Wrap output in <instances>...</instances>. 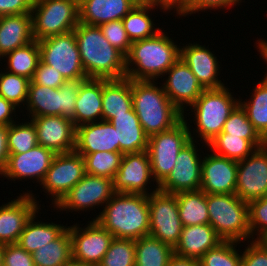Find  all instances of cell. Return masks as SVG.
Returning <instances> with one entry per match:
<instances>
[{
	"mask_svg": "<svg viewBox=\"0 0 267 266\" xmlns=\"http://www.w3.org/2000/svg\"><path fill=\"white\" fill-rule=\"evenodd\" d=\"M30 79L25 76L9 72L0 73V96L11 102L14 106L20 107L25 104L28 98V86ZM21 103V104H20Z\"/></svg>",
	"mask_w": 267,
	"mask_h": 266,
	"instance_id": "obj_43",
	"label": "cell"
},
{
	"mask_svg": "<svg viewBox=\"0 0 267 266\" xmlns=\"http://www.w3.org/2000/svg\"><path fill=\"white\" fill-rule=\"evenodd\" d=\"M74 33L87 78L122 79L126 77V57L110 44L99 26L79 22Z\"/></svg>",
	"mask_w": 267,
	"mask_h": 266,
	"instance_id": "obj_1",
	"label": "cell"
},
{
	"mask_svg": "<svg viewBox=\"0 0 267 266\" xmlns=\"http://www.w3.org/2000/svg\"><path fill=\"white\" fill-rule=\"evenodd\" d=\"M258 242H260L266 249H267V231L263 233L258 239Z\"/></svg>",
	"mask_w": 267,
	"mask_h": 266,
	"instance_id": "obj_58",
	"label": "cell"
},
{
	"mask_svg": "<svg viewBox=\"0 0 267 266\" xmlns=\"http://www.w3.org/2000/svg\"><path fill=\"white\" fill-rule=\"evenodd\" d=\"M4 266H35L32 254L19 244H5Z\"/></svg>",
	"mask_w": 267,
	"mask_h": 266,
	"instance_id": "obj_49",
	"label": "cell"
},
{
	"mask_svg": "<svg viewBox=\"0 0 267 266\" xmlns=\"http://www.w3.org/2000/svg\"><path fill=\"white\" fill-rule=\"evenodd\" d=\"M137 4H150L159 6L164 12L172 10V0H135Z\"/></svg>",
	"mask_w": 267,
	"mask_h": 266,
	"instance_id": "obj_55",
	"label": "cell"
},
{
	"mask_svg": "<svg viewBox=\"0 0 267 266\" xmlns=\"http://www.w3.org/2000/svg\"><path fill=\"white\" fill-rule=\"evenodd\" d=\"M188 0H172V10H176L178 14L179 9L187 2Z\"/></svg>",
	"mask_w": 267,
	"mask_h": 266,
	"instance_id": "obj_57",
	"label": "cell"
},
{
	"mask_svg": "<svg viewBox=\"0 0 267 266\" xmlns=\"http://www.w3.org/2000/svg\"><path fill=\"white\" fill-rule=\"evenodd\" d=\"M37 145V131L31 120L24 124L14 122L8 126L7 147L9 154L26 153Z\"/></svg>",
	"mask_w": 267,
	"mask_h": 266,
	"instance_id": "obj_41",
	"label": "cell"
},
{
	"mask_svg": "<svg viewBox=\"0 0 267 266\" xmlns=\"http://www.w3.org/2000/svg\"><path fill=\"white\" fill-rule=\"evenodd\" d=\"M4 57L8 59L7 72L25 76L31 80L40 62L39 43L34 40L7 53Z\"/></svg>",
	"mask_w": 267,
	"mask_h": 266,
	"instance_id": "obj_36",
	"label": "cell"
},
{
	"mask_svg": "<svg viewBox=\"0 0 267 266\" xmlns=\"http://www.w3.org/2000/svg\"><path fill=\"white\" fill-rule=\"evenodd\" d=\"M223 241L209 223L183 226L180 240L174 247V254L198 260Z\"/></svg>",
	"mask_w": 267,
	"mask_h": 266,
	"instance_id": "obj_26",
	"label": "cell"
},
{
	"mask_svg": "<svg viewBox=\"0 0 267 266\" xmlns=\"http://www.w3.org/2000/svg\"><path fill=\"white\" fill-rule=\"evenodd\" d=\"M155 5L136 4L122 19L124 28L131 42L154 36L161 29L155 28L152 18L148 15Z\"/></svg>",
	"mask_w": 267,
	"mask_h": 266,
	"instance_id": "obj_35",
	"label": "cell"
},
{
	"mask_svg": "<svg viewBox=\"0 0 267 266\" xmlns=\"http://www.w3.org/2000/svg\"><path fill=\"white\" fill-rule=\"evenodd\" d=\"M136 4L135 0H78L79 22L100 26L122 20Z\"/></svg>",
	"mask_w": 267,
	"mask_h": 266,
	"instance_id": "obj_25",
	"label": "cell"
},
{
	"mask_svg": "<svg viewBox=\"0 0 267 266\" xmlns=\"http://www.w3.org/2000/svg\"><path fill=\"white\" fill-rule=\"evenodd\" d=\"M194 140H191L178 154L175 166L158 185L162 192L176 194L184 191L200 190L201 165Z\"/></svg>",
	"mask_w": 267,
	"mask_h": 266,
	"instance_id": "obj_16",
	"label": "cell"
},
{
	"mask_svg": "<svg viewBox=\"0 0 267 266\" xmlns=\"http://www.w3.org/2000/svg\"><path fill=\"white\" fill-rule=\"evenodd\" d=\"M155 84V81L132 80L131 87L133 109L148 137L172 129L183 119L163 86Z\"/></svg>",
	"mask_w": 267,
	"mask_h": 266,
	"instance_id": "obj_4",
	"label": "cell"
},
{
	"mask_svg": "<svg viewBox=\"0 0 267 266\" xmlns=\"http://www.w3.org/2000/svg\"><path fill=\"white\" fill-rule=\"evenodd\" d=\"M237 243V241L221 242L198 259L199 266H241L242 254L240 255L235 249Z\"/></svg>",
	"mask_w": 267,
	"mask_h": 266,
	"instance_id": "obj_44",
	"label": "cell"
},
{
	"mask_svg": "<svg viewBox=\"0 0 267 266\" xmlns=\"http://www.w3.org/2000/svg\"><path fill=\"white\" fill-rule=\"evenodd\" d=\"M177 46L162 30L152 37L132 42L126 56V78L154 81L164 76L180 58Z\"/></svg>",
	"mask_w": 267,
	"mask_h": 266,
	"instance_id": "obj_3",
	"label": "cell"
},
{
	"mask_svg": "<svg viewBox=\"0 0 267 266\" xmlns=\"http://www.w3.org/2000/svg\"><path fill=\"white\" fill-rule=\"evenodd\" d=\"M250 101L239 102L254 129L267 142V82L262 79L254 89Z\"/></svg>",
	"mask_w": 267,
	"mask_h": 266,
	"instance_id": "obj_37",
	"label": "cell"
},
{
	"mask_svg": "<svg viewBox=\"0 0 267 266\" xmlns=\"http://www.w3.org/2000/svg\"><path fill=\"white\" fill-rule=\"evenodd\" d=\"M179 217L183 226L209 223L207 194L200 190L176 193Z\"/></svg>",
	"mask_w": 267,
	"mask_h": 266,
	"instance_id": "obj_32",
	"label": "cell"
},
{
	"mask_svg": "<svg viewBox=\"0 0 267 266\" xmlns=\"http://www.w3.org/2000/svg\"><path fill=\"white\" fill-rule=\"evenodd\" d=\"M186 121L183 115V119L172 129L148 137L147 152L157 186L174 168L179 152L193 140Z\"/></svg>",
	"mask_w": 267,
	"mask_h": 266,
	"instance_id": "obj_9",
	"label": "cell"
},
{
	"mask_svg": "<svg viewBox=\"0 0 267 266\" xmlns=\"http://www.w3.org/2000/svg\"><path fill=\"white\" fill-rule=\"evenodd\" d=\"M248 215L251 238L254 239L253 235L256 233L255 235L258 237L255 240H257L267 231V196L250 201L248 203Z\"/></svg>",
	"mask_w": 267,
	"mask_h": 266,
	"instance_id": "obj_46",
	"label": "cell"
},
{
	"mask_svg": "<svg viewBox=\"0 0 267 266\" xmlns=\"http://www.w3.org/2000/svg\"><path fill=\"white\" fill-rule=\"evenodd\" d=\"M148 195L149 235L173 249L180 240L183 224L179 217L176 194L162 192L156 186Z\"/></svg>",
	"mask_w": 267,
	"mask_h": 266,
	"instance_id": "obj_11",
	"label": "cell"
},
{
	"mask_svg": "<svg viewBox=\"0 0 267 266\" xmlns=\"http://www.w3.org/2000/svg\"><path fill=\"white\" fill-rule=\"evenodd\" d=\"M86 79L66 81L60 88L29 84L27 111L31 117L62 116L73 119L81 83Z\"/></svg>",
	"mask_w": 267,
	"mask_h": 266,
	"instance_id": "obj_8",
	"label": "cell"
},
{
	"mask_svg": "<svg viewBox=\"0 0 267 266\" xmlns=\"http://www.w3.org/2000/svg\"><path fill=\"white\" fill-rule=\"evenodd\" d=\"M168 78L163 89L171 102L182 112L191 106L205 90L191 72L188 65L179 58L166 72ZM186 104V106H184ZM185 107V108H184Z\"/></svg>",
	"mask_w": 267,
	"mask_h": 266,
	"instance_id": "obj_21",
	"label": "cell"
},
{
	"mask_svg": "<svg viewBox=\"0 0 267 266\" xmlns=\"http://www.w3.org/2000/svg\"><path fill=\"white\" fill-rule=\"evenodd\" d=\"M221 133L248 139L257 149L263 147L267 143L254 129L252 123L248 119L246 111L240 104L226 120Z\"/></svg>",
	"mask_w": 267,
	"mask_h": 266,
	"instance_id": "obj_40",
	"label": "cell"
},
{
	"mask_svg": "<svg viewBox=\"0 0 267 266\" xmlns=\"http://www.w3.org/2000/svg\"><path fill=\"white\" fill-rule=\"evenodd\" d=\"M189 44L180 48V58L188 65L201 86L204 89L224 87L217 77L220 71L217 57L199 43Z\"/></svg>",
	"mask_w": 267,
	"mask_h": 266,
	"instance_id": "obj_23",
	"label": "cell"
},
{
	"mask_svg": "<svg viewBox=\"0 0 267 266\" xmlns=\"http://www.w3.org/2000/svg\"><path fill=\"white\" fill-rule=\"evenodd\" d=\"M32 193L0 206V243H17L27 222L38 213L40 206ZM39 207V208H38Z\"/></svg>",
	"mask_w": 267,
	"mask_h": 266,
	"instance_id": "obj_19",
	"label": "cell"
},
{
	"mask_svg": "<svg viewBox=\"0 0 267 266\" xmlns=\"http://www.w3.org/2000/svg\"><path fill=\"white\" fill-rule=\"evenodd\" d=\"M258 49H259V52L262 56V58L267 62V41H264V40H258ZM265 78L263 79L264 81L267 82V73H266V76H264Z\"/></svg>",
	"mask_w": 267,
	"mask_h": 266,
	"instance_id": "obj_56",
	"label": "cell"
},
{
	"mask_svg": "<svg viewBox=\"0 0 267 266\" xmlns=\"http://www.w3.org/2000/svg\"><path fill=\"white\" fill-rule=\"evenodd\" d=\"M7 131L8 126L0 125V173L4 170L9 157Z\"/></svg>",
	"mask_w": 267,
	"mask_h": 266,
	"instance_id": "obj_53",
	"label": "cell"
},
{
	"mask_svg": "<svg viewBox=\"0 0 267 266\" xmlns=\"http://www.w3.org/2000/svg\"><path fill=\"white\" fill-rule=\"evenodd\" d=\"M38 43L40 60L58 70L67 81L88 79L82 66L74 30L42 39Z\"/></svg>",
	"mask_w": 267,
	"mask_h": 266,
	"instance_id": "obj_10",
	"label": "cell"
},
{
	"mask_svg": "<svg viewBox=\"0 0 267 266\" xmlns=\"http://www.w3.org/2000/svg\"><path fill=\"white\" fill-rule=\"evenodd\" d=\"M117 131V148L124 153L147 151L148 136L132 108L109 121Z\"/></svg>",
	"mask_w": 267,
	"mask_h": 266,
	"instance_id": "obj_30",
	"label": "cell"
},
{
	"mask_svg": "<svg viewBox=\"0 0 267 266\" xmlns=\"http://www.w3.org/2000/svg\"><path fill=\"white\" fill-rule=\"evenodd\" d=\"M34 0H0V16L31 13Z\"/></svg>",
	"mask_w": 267,
	"mask_h": 266,
	"instance_id": "obj_51",
	"label": "cell"
},
{
	"mask_svg": "<svg viewBox=\"0 0 267 266\" xmlns=\"http://www.w3.org/2000/svg\"><path fill=\"white\" fill-rule=\"evenodd\" d=\"M132 80L103 79L102 120L110 121L116 115L127 114L133 108Z\"/></svg>",
	"mask_w": 267,
	"mask_h": 266,
	"instance_id": "obj_29",
	"label": "cell"
},
{
	"mask_svg": "<svg viewBox=\"0 0 267 266\" xmlns=\"http://www.w3.org/2000/svg\"><path fill=\"white\" fill-rule=\"evenodd\" d=\"M72 261L85 266H97L109 249L113 235L95 219L87 227L68 226ZM82 230V231H81Z\"/></svg>",
	"mask_w": 267,
	"mask_h": 266,
	"instance_id": "obj_12",
	"label": "cell"
},
{
	"mask_svg": "<svg viewBox=\"0 0 267 266\" xmlns=\"http://www.w3.org/2000/svg\"><path fill=\"white\" fill-rule=\"evenodd\" d=\"M102 90L103 79L88 78L81 83L72 119L75 127L102 120Z\"/></svg>",
	"mask_w": 267,
	"mask_h": 266,
	"instance_id": "obj_28",
	"label": "cell"
},
{
	"mask_svg": "<svg viewBox=\"0 0 267 266\" xmlns=\"http://www.w3.org/2000/svg\"><path fill=\"white\" fill-rule=\"evenodd\" d=\"M31 118L37 131L38 145L52 150L55 154L74 151L76 127L71 119L62 116Z\"/></svg>",
	"mask_w": 267,
	"mask_h": 266,
	"instance_id": "obj_18",
	"label": "cell"
},
{
	"mask_svg": "<svg viewBox=\"0 0 267 266\" xmlns=\"http://www.w3.org/2000/svg\"><path fill=\"white\" fill-rule=\"evenodd\" d=\"M167 266H199L197 259L178 256L173 254L168 262Z\"/></svg>",
	"mask_w": 267,
	"mask_h": 266,
	"instance_id": "obj_54",
	"label": "cell"
},
{
	"mask_svg": "<svg viewBox=\"0 0 267 266\" xmlns=\"http://www.w3.org/2000/svg\"><path fill=\"white\" fill-rule=\"evenodd\" d=\"M238 162L212 153L201 165L200 189L206 194H234Z\"/></svg>",
	"mask_w": 267,
	"mask_h": 266,
	"instance_id": "obj_20",
	"label": "cell"
},
{
	"mask_svg": "<svg viewBox=\"0 0 267 266\" xmlns=\"http://www.w3.org/2000/svg\"><path fill=\"white\" fill-rule=\"evenodd\" d=\"M104 205L95 220L113 237L137 240L149 235L148 195L116 192Z\"/></svg>",
	"mask_w": 267,
	"mask_h": 266,
	"instance_id": "obj_2",
	"label": "cell"
},
{
	"mask_svg": "<svg viewBox=\"0 0 267 266\" xmlns=\"http://www.w3.org/2000/svg\"><path fill=\"white\" fill-rule=\"evenodd\" d=\"M31 15L36 41L68 33L79 23L78 0H34Z\"/></svg>",
	"mask_w": 267,
	"mask_h": 266,
	"instance_id": "obj_7",
	"label": "cell"
},
{
	"mask_svg": "<svg viewBox=\"0 0 267 266\" xmlns=\"http://www.w3.org/2000/svg\"><path fill=\"white\" fill-rule=\"evenodd\" d=\"M36 214L27 222L17 242L28 253L33 254L38 248L57 239L68 227L55 223L35 222Z\"/></svg>",
	"mask_w": 267,
	"mask_h": 266,
	"instance_id": "obj_31",
	"label": "cell"
},
{
	"mask_svg": "<svg viewBox=\"0 0 267 266\" xmlns=\"http://www.w3.org/2000/svg\"><path fill=\"white\" fill-rule=\"evenodd\" d=\"M56 154L43 146L37 145L26 153L9 154L6 166L0 175L7 179H34L41 183L50 168Z\"/></svg>",
	"mask_w": 267,
	"mask_h": 266,
	"instance_id": "obj_22",
	"label": "cell"
},
{
	"mask_svg": "<svg viewBox=\"0 0 267 266\" xmlns=\"http://www.w3.org/2000/svg\"><path fill=\"white\" fill-rule=\"evenodd\" d=\"M4 250L5 244L0 243V266H4Z\"/></svg>",
	"mask_w": 267,
	"mask_h": 266,
	"instance_id": "obj_59",
	"label": "cell"
},
{
	"mask_svg": "<svg viewBox=\"0 0 267 266\" xmlns=\"http://www.w3.org/2000/svg\"><path fill=\"white\" fill-rule=\"evenodd\" d=\"M16 108L11 102L0 96V125L9 126L16 122L12 116V113L16 112Z\"/></svg>",
	"mask_w": 267,
	"mask_h": 266,
	"instance_id": "obj_52",
	"label": "cell"
},
{
	"mask_svg": "<svg viewBox=\"0 0 267 266\" xmlns=\"http://www.w3.org/2000/svg\"><path fill=\"white\" fill-rule=\"evenodd\" d=\"M84 158L85 172L93 176L114 179L119 170L122 152L79 153Z\"/></svg>",
	"mask_w": 267,
	"mask_h": 266,
	"instance_id": "obj_39",
	"label": "cell"
},
{
	"mask_svg": "<svg viewBox=\"0 0 267 266\" xmlns=\"http://www.w3.org/2000/svg\"><path fill=\"white\" fill-rule=\"evenodd\" d=\"M34 41L32 15L0 16V56Z\"/></svg>",
	"mask_w": 267,
	"mask_h": 266,
	"instance_id": "obj_27",
	"label": "cell"
},
{
	"mask_svg": "<svg viewBox=\"0 0 267 266\" xmlns=\"http://www.w3.org/2000/svg\"><path fill=\"white\" fill-rule=\"evenodd\" d=\"M75 152H121L117 148V131L109 121L87 123L76 127Z\"/></svg>",
	"mask_w": 267,
	"mask_h": 266,
	"instance_id": "obj_24",
	"label": "cell"
},
{
	"mask_svg": "<svg viewBox=\"0 0 267 266\" xmlns=\"http://www.w3.org/2000/svg\"><path fill=\"white\" fill-rule=\"evenodd\" d=\"M207 146L213 153L237 162L244 160L257 149L248 139L229 136L227 133H220Z\"/></svg>",
	"mask_w": 267,
	"mask_h": 266,
	"instance_id": "obj_38",
	"label": "cell"
},
{
	"mask_svg": "<svg viewBox=\"0 0 267 266\" xmlns=\"http://www.w3.org/2000/svg\"><path fill=\"white\" fill-rule=\"evenodd\" d=\"M116 192L113 189V180L102 176H85L77 182L70 191L54 206L60 211H81L106 204Z\"/></svg>",
	"mask_w": 267,
	"mask_h": 266,
	"instance_id": "obj_14",
	"label": "cell"
},
{
	"mask_svg": "<svg viewBox=\"0 0 267 266\" xmlns=\"http://www.w3.org/2000/svg\"><path fill=\"white\" fill-rule=\"evenodd\" d=\"M209 224L224 241L251 238L248 203L234 194H207Z\"/></svg>",
	"mask_w": 267,
	"mask_h": 266,
	"instance_id": "obj_5",
	"label": "cell"
},
{
	"mask_svg": "<svg viewBox=\"0 0 267 266\" xmlns=\"http://www.w3.org/2000/svg\"><path fill=\"white\" fill-rule=\"evenodd\" d=\"M66 266H85V265H81L79 263H75V262L72 261L70 264H68Z\"/></svg>",
	"mask_w": 267,
	"mask_h": 266,
	"instance_id": "obj_60",
	"label": "cell"
},
{
	"mask_svg": "<svg viewBox=\"0 0 267 266\" xmlns=\"http://www.w3.org/2000/svg\"><path fill=\"white\" fill-rule=\"evenodd\" d=\"M173 254L170 245L150 235L135 240V266H167Z\"/></svg>",
	"mask_w": 267,
	"mask_h": 266,
	"instance_id": "obj_34",
	"label": "cell"
},
{
	"mask_svg": "<svg viewBox=\"0 0 267 266\" xmlns=\"http://www.w3.org/2000/svg\"><path fill=\"white\" fill-rule=\"evenodd\" d=\"M35 266H66L72 262V248L69 229L57 239L38 248L33 254Z\"/></svg>",
	"mask_w": 267,
	"mask_h": 266,
	"instance_id": "obj_33",
	"label": "cell"
},
{
	"mask_svg": "<svg viewBox=\"0 0 267 266\" xmlns=\"http://www.w3.org/2000/svg\"><path fill=\"white\" fill-rule=\"evenodd\" d=\"M241 266H267V249L257 240L251 241L242 253Z\"/></svg>",
	"mask_w": 267,
	"mask_h": 266,
	"instance_id": "obj_50",
	"label": "cell"
},
{
	"mask_svg": "<svg viewBox=\"0 0 267 266\" xmlns=\"http://www.w3.org/2000/svg\"><path fill=\"white\" fill-rule=\"evenodd\" d=\"M242 0H188L178 11L179 16L191 15L205 9H218L239 4Z\"/></svg>",
	"mask_w": 267,
	"mask_h": 266,
	"instance_id": "obj_48",
	"label": "cell"
},
{
	"mask_svg": "<svg viewBox=\"0 0 267 266\" xmlns=\"http://www.w3.org/2000/svg\"><path fill=\"white\" fill-rule=\"evenodd\" d=\"M150 178L153 181L147 151L124 153L113 179V189L119 193L149 195L146 186L151 182Z\"/></svg>",
	"mask_w": 267,
	"mask_h": 266,
	"instance_id": "obj_17",
	"label": "cell"
},
{
	"mask_svg": "<svg viewBox=\"0 0 267 266\" xmlns=\"http://www.w3.org/2000/svg\"><path fill=\"white\" fill-rule=\"evenodd\" d=\"M235 194L246 203L267 196V143L238 161Z\"/></svg>",
	"mask_w": 267,
	"mask_h": 266,
	"instance_id": "obj_15",
	"label": "cell"
},
{
	"mask_svg": "<svg viewBox=\"0 0 267 266\" xmlns=\"http://www.w3.org/2000/svg\"><path fill=\"white\" fill-rule=\"evenodd\" d=\"M67 80L54 67L43 63L41 60L29 84H39L50 88H60Z\"/></svg>",
	"mask_w": 267,
	"mask_h": 266,
	"instance_id": "obj_47",
	"label": "cell"
},
{
	"mask_svg": "<svg viewBox=\"0 0 267 266\" xmlns=\"http://www.w3.org/2000/svg\"><path fill=\"white\" fill-rule=\"evenodd\" d=\"M229 91L225 86L205 89L191 105L197 124L195 131L206 144L222 132L226 120L239 105L240 99H234Z\"/></svg>",
	"mask_w": 267,
	"mask_h": 266,
	"instance_id": "obj_6",
	"label": "cell"
},
{
	"mask_svg": "<svg viewBox=\"0 0 267 266\" xmlns=\"http://www.w3.org/2000/svg\"><path fill=\"white\" fill-rule=\"evenodd\" d=\"M110 44L119 50L125 57L128 55L132 42L124 28L122 20H114L99 26Z\"/></svg>",
	"mask_w": 267,
	"mask_h": 266,
	"instance_id": "obj_45",
	"label": "cell"
},
{
	"mask_svg": "<svg viewBox=\"0 0 267 266\" xmlns=\"http://www.w3.org/2000/svg\"><path fill=\"white\" fill-rule=\"evenodd\" d=\"M97 266H135V240L114 237Z\"/></svg>",
	"mask_w": 267,
	"mask_h": 266,
	"instance_id": "obj_42",
	"label": "cell"
},
{
	"mask_svg": "<svg viewBox=\"0 0 267 266\" xmlns=\"http://www.w3.org/2000/svg\"><path fill=\"white\" fill-rule=\"evenodd\" d=\"M84 158L72 151L56 154L40 185L53 196L54 206L85 176Z\"/></svg>",
	"mask_w": 267,
	"mask_h": 266,
	"instance_id": "obj_13",
	"label": "cell"
}]
</instances>
